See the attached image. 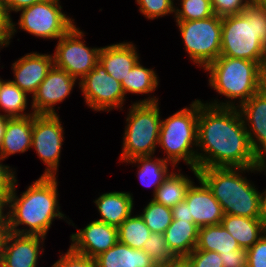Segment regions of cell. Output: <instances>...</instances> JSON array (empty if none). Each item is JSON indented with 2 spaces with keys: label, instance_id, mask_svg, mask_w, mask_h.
Wrapping results in <instances>:
<instances>
[{
  "label": "cell",
  "instance_id": "6da1fadb",
  "mask_svg": "<svg viewBox=\"0 0 266 267\" xmlns=\"http://www.w3.org/2000/svg\"><path fill=\"white\" fill-rule=\"evenodd\" d=\"M264 165L252 149L237 107L210 106L198 99L197 170Z\"/></svg>",
  "mask_w": 266,
  "mask_h": 267
},
{
  "label": "cell",
  "instance_id": "7a4b0ae2",
  "mask_svg": "<svg viewBox=\"0 0 266 267\" xmlns=\"http://www.w3.org/2000/svg\"><path fill=\"white\" fill-rule=\"evenodd\" d=\"M17 181L15 178L7 197L5 230L20 235H38L46 238L54 219H67L60 211L57 177L40 176L20 197L16 193ZM20 225L25 227L20 229Z\"/></svg>",
  "mask_w": 266,
  "mask_h": 267
},
{
  "label": "cell",
  "instance_id": "3957f363",
  "mask_svg": "<svg viewBox=\"0 0 266 267\" xmlns=\"http://www.w3.org/2000/svg\"><path fill=\"white\" fill-rule=\"evenodd\" d=\"M263 171L264 166L209 167L198 169L197 172L198 178L207 185L220 203L224 215L261 218L260 192L254 182L243 175L246 172L262 173Z\"/></svg>",
  "mask_w": 266,
  "mask_h": 267
},
{
  "label": "cell",
  "instance_id": "277c9868",
  "mask_svg": "<svg viewBox=\"0 0 266 267\" xmlns=\"http://www.w3.org/2000/svg\"><path fill=\"white\" fill-rule=\"evenodd\" d=\"M204 71L208 72L210 87L228 99L205 103L210 106L236 108L266 86V70L251 60L220 55Z\"/></svg>",
  "mask_w": 266,
  "mask_h": 267
},
{
  "label": "cell",
  "instance_id": "5b68a950",
  "mask_svg": "<svg viewBox=\"0 0 266 267\" xmlns=\"http://www.w3.org/2000/svg\"><path fill=\"white\" fill-rule=\"evenodd\" d=\"M221 56L258 62L266 70V7L249 3L222 17Z\"/></svg>",
  "mask_w": 266,
  "mask_h": 267
},
{
  "label": "cell",
  "instance_id": "8992f818",
  "mask_svg": "<svg viewBox=\"0 0 266 267\" xmlns=\"http://www.w3.org/2000/svg\"><path fill=\"white\" fill-rule=\"evenodd\" d=\"M198 99L173 115L162 119L158 147L166 161L177 167L183 160L198 178L197 170Z\"/></svg>",
  "mask_w": 266,
  "mask_h": 267
},
{
  "label": "cell",
  "instance_id": "52a82bcc",
  "mask_svg": "<svg viewBox=\"0 0 266 267\" xmlns=\"http://www.w3.org/2000/svg\"><path fill=\"white\" fill-rule=\"evenodd\" d=\"M159 98L154 95L129 106L120 161L154 156L161 126Z\"/></svg>",
  "mask_w": 266,
  "mask_h": 267
},
{
  "label": "cell",
  "instance_id": "ba28073f",
  "mask_svg": "<svg viewBox=\"0 0 266 267\" xmlns=\"http://www.w3.org/2000/svg\"><path fill=\"white\" fill-rule=\"evenodd\" d=\"M60 4V0H44L20 9L18 23L15 24L11 20L9 40L18 32V28L37 38L46 40L61 38L75 25V19L67 16Z\"/></svg>",
  "mask_w": 266,
  "mask_h": 267
},
{
  "label": "cell",
  "instance_id": "9c48e42d",
  "mask_svg": "<svg viewBox=\"0 0 266 267\" xmlns=\"http://www.w3.org/2000/svg\"><path fill=\"white\" fill-rule=\"evenodd\" d=\"M191 62L205 69L221 53L222 17L176 21Z\"/></svg>",
  "mask_w": 266,
  "mask_h": 267
},
{
  "label": "cell",
  "instance_id": "30bf717a",
  "mask_svg": "<svg viewBox=\"0 0 266 267\" xmlns=\"http://www.w3.org/2000/svg\"><path fill=\"white\" fill-rule=\"evenodd\" d=\"M85 34L76 24L61 38L52 54L54 66L67 71L79 81L99 62L98 47H88Z\"/></svg>",
  "mask_w": 266,
  "mask_h": 267
},
{
  "label": "cell",
  "instance_id": "8fae6325",
  "mask_svg": "<svg viewBox=\"0 0 266 267\" xmlns=\"http://www.w3.org/2000/svg\"><path fill=\"white\" fill-rule=\"evenodd\" d=\"M63 142L59 114H33L32 147L46 166L41 176L57 177Z\"/></svg>",
  "mask_w": 266,
  "mask_h": 267
},
{
  "label": "cell",
  "instance_id": "7c38bea8",
  "mask_svg": "<svg viewBox=\"0 0 266 267\" xmlns=\"http://www.w3.org/2000/svg\"><path fill=\"white\" fill-rule=\"evenodd\" d=\"M85 104L93 111L109 112L112 109H124L126 96L120 81L107 73L98 62L79 82Z\"/></svg>",
  "mask_w": 266,
  "mask_h": 267
},
{
  "label": "cell",
  "instance_id": "4fadbf2b",
  "mask_svg": "<svg viewBox=\"0 0 266 267\" xmlns=\"http://www.w3.org/2000/svg\"><path fill=\"white\" fill-rule=\"evenodd\" d=\"M78 81L67 71L53 65L36 92L31 95V111L34 114H58L55 105L71 94Z\"/></svg>",
  "mask_w": 266,
  "mask_h": 267
},
{
  "label": "cell",
  "instance_id": "5bb4252c",
  "mask_svg": "<svg viewBox=\"0 0 266 267\" xmlns=\"http://www.w3.org/2000/svg\"><path fill=\"white\" fill-rule=\"evenodd\" d=\"M44 241L45 237L42 236L20 235L4 230L0 267H37L38 257L45 250Z\"/></svg>",
  "mask_w": 266,
  "mask_h": 267
},
{
  "label": "cell",
  "instance_id": "9a60e30c",
  "mask_svg": "<svg viewBox=\"0 0 266 267\" xmlns=\"http://www.w3.org/2000/svg\"><path fill=\"white\" fill-rule=\"evenodd\" d=\"M237 109L247 130L252 149L266 164V86Z\"/></svg>",
  "mask_w": 266,
  "mask_h": 267
},
{
  "label": "cell",
  "instance_id": "2e32d148",
  "mask_svg": "<svg viewBox=\"0 0 266 267\" xmlns=\"http://www.w3.org/2000/svg\"><path fill=\"white\" fill-rule=\"evenodd\" d=\"M70 235V248L79 254L96 258L118 242V229L115 226L94 220L83 229Z\"/></svg>",
  "mask_w": 266,
  "mask_h": 267
},
{
  "label": "cell",
  "instance_id": "e0dca14e",
  "mask_svg": "<svg viewBox=\"0 0 266 267\" xmlns=\"http://www.w3.org/2000/svg\"><path fill=\"white\" fill-rule=\"evenodd\" d=\"M197 179L200 186L193 182L184 199L188 204L190 222L195 223L199 228L221 224L224 212L220 203L207 185L201 179Z\"/></svg>",
  "mask_w": 266,
  "mask_h": 267
},
{
  "label": "cell",
  "instance_id": "ac0fdd59",
  "mask_svg": "<svg viewBox=\"0 0 266 267\" xmlns=\"http://www.w3.org/2000/svg\"><path fill=\"white\" fill-rule=\"evenodd\" d=\"M52 54L27 53L12 63L13 80L28 95L34 94L53 67Z\"/></svg>",
  "mask_w": 266,
  "mask_h": 267
},
{
  "label": "cell",
  "instance_id": "d6986e66",
  "mask_svg": "<svg viewBox=\"0 0 266 267\" xmlns=\"http://www.w3.org/2000/svg\"><path fill=\"white\" fill-rule=\"evenodd\" d=\"M137 48L132 42H121L100 47L99 62L108 74L122 82L129 71L140 60Z\"/></svg>",
  "mask_w": 266,
  "mask_h": 267
},
{
  "label": "cell",
  "instance_id": "ffe728a7",
  "mask_svg": "<svg viewBox=\"0 0 266 267\" xmlns=\"http://www.w3.org/2000/svg\"><path fill=\"white\" fill-rule=\"evenodd\" d=\"M133 199L131 192L111 191L101 194L93 201L100 215L97 220L118 228L134 213Z\"/></svg>",
  "mask_w": 266,
  "mask_h": 267
},
{
  "label": "cell",
  "instance_id": "44dd1931",
  "mask_svg": "<svg viewBox=\"0 0 266 267\" xmlns=\"http://www.w3.org/2000/svg\"><path fill=\"white\" fill-rule=\"evenodd\" d=\"M33 115L8 118L5 134L0 146V157L5 160L16 153L32 148Z\"/></svg>",
  "mask_w": 266,
  "mask_h": 267
},
{
  "label": "cell",
  "instance_id": "7402d4cb",
  "mask_svg": "<svg viewBox=\"0 0 266 267\" xmlns=\"http://www.w3.org/2000/svg\"><path fill=\"white\" fill-rule=\"evenodd\" d=\"M96 267H159L143 250L117 242L94 258Z\"/></svg>",
  "mask_w": 266,
  "mask_h": 267
},
{
  "label": "cell",
  "instance_id": "603a6c76",
  "mask_svg": "<svg viewBox=\"0 0 266 267\" xmlns=\"http://www.w3.org/2000/svg\"><path fill=\"white\" fill-rule=\"evenodd\" d=\"M221 225L236 239L241 248L249 249L266 232V223L261 218H248L226 214Z\"/></svg>",
  "mask_w": 266,
  "mask_h": 267
},
{
  "label": "cell",
  "instance_id": "cb8c5ba5",
  "mask_svg": "<svg viewBox=\"0 0 266 267\" xmlns=\"http://www.w3.org/2000/svg\"><path fill=\"white\" fill-rule=\"evenodd\" d=\"M199 227L192 222L173 220L163 233L169 249L183 260L196 247Z\"/></svg>",
  "mask_w": 266,
  "mask_h": 267
},
{
  "label": "cell",
  "instance_id": "d4e9b609",
  "mask_svg": "<svg viewBox=\"0 0 266 267\" xmlns=\"http://www.w3.org/2000/svg\"><path fill=\"white\" fill-rule=\"evenodd\" d=\"M126 164L138 165L137 175L144 186L153 187V195L157 188L163 183L167 176L172 172L168 165L175 167L164 158H155V156L136 157L129 161H124ZM137 163V164H136Z\"/></svg>",
  "mask_w": 266,
  "mask_h": 267
},
{
  "label": "cell",
  "instance_id": "484cf974",
  "mask_svg": "<svg viewBox=\"0 0 266 267\" xmlns=\"http://www.w3.org/2000/svg\"><path fill=\"white\" fill-rule=\"evenodd\" d=\"M171 172L163 183L157 188L152 200L167 206L174 207L178 203L184 201L186 193L194 182L191 177L183 175L181 169Z\"/></svg>",
  "mask_w": 266,
  "mask_h": 267
},
{
  "label": "cell",
  "instance_id": "4316f807",
  "mask_svg": "<svg viewBox=\"0 0 266 267\" xmlns=\"http://www.w3.org/2000/svg\"><path fill=\"white\" fill-rule=\"evenodd\" d=\"M240 248L236 239L221 225H208L199 228L195 249L228 253Z\"/></svg>",
  "mask_w": 266,
  "mask_h": 267
},
{
  "label": "cell",
  "instance_id": "83f0119b",
  "mask_svg": "<svg viewBox=\"0 0 266 267\" xmlns=\"http://www.w3.org/2000/svg\"><path fill=\"white\" fill-rule=\"evenodd\" d=\"M27 96L29 95L10 79L5 81L0 77V111L4 112V116L14 118L33 115V112H25L28 106Z\"/></svg>",
  "mask_w": 266,
  "mask_h": 267
},
{
  "label": "cell",
  "instance_id": "f1b7e54d",
  "mask_svg": "<svg viewBox=\"0 0 266 267\" xmlns=\"http://www.w3.org/2000/svg\"><path fill=\"white\" fill-rule=\"evenodd\" d=\"M139 60L135 66L129 71L126 78L121 82L123 91L126 94H152L159 84V77L156 71L151 68H146L140 63Z\"/></svg>",
  "mask_w": 266,
  "mask_h": 267
},
{
  "label": "cell",
  "instance_id": "f546056e",
  "mask_svg": "<svg viewBox=\"0 0 266 267\" xmlns=\"http://www.w3.org/2000/svg\"><path fill=\"white\" fill-rule=\"evenodd\" d=\"M117 229L118 242L139 250L152 233L139 214H131Z\"/></svg>",
  "mask_w": 266,
  "mask_h": 267
},
{
  "label": "cell",
  "instance_id": "4dcf8cb0",
  "mask_svg": "<svg viewBox=\"0 0 266 267\" xmlns=\"http://www.w3.org/2000/svg\"><path fill=\"white\" fill-rule=\"evenodd\" d=\"M151 232L164 233L173 221L172 210L151 199L139 213Z\"/></svg>",
  "mask_w": 266,
  "mask_h": 267
},
{
  "label": "cell",
  "instance_id": "1f68e13d",
  "mask_svg": "<svg viewBox=\"0 0 266 267\" xmlns=\"http://www.w3.org/2000/svg\"><path fill=\"white\" fill-rule=\"evenodd\" d=\"M158 266L176 264L179 259L169 249L167 241L162 233L152 232L144 243L143 249Z\"/></svg>",
  "mask_w": 266,
  "mask_h": 267
},
{
  "label": "cell",
  "instance_id": "d6a6232c",
  "mask_svg": "<svg viewBox=\"0 0 266 267\" xmlns=\"http://www.w3.org/2000/svg\"><path fill=\"white\" fill-rule=\"evenodd\" d=\"M181 7L174 8L175 21L206 19L214 15L211 0H178Z\"/></svg>",
  "mask_w": 266,
  "mask_h": 267
},
{
  "label": "cell",
  "instance_id": "836d02e7",
  "mask_svg": "<svg viewBox=\"0 0 266 267\" xmlns=\"http://www.w3.org/2000/svg\"><path fill=\"white\" fill-rule=\"evenodd\" d=\"M139 12L149 20L174 14V0H136Z\"/></svg>",
  "mask_w": 266,
  "mask_h": 267
},
{
  "label": "cell",
  "instance_id": "e575fe53",
  "mask_svg": "<svg viewBox=\"0 0 266 267\" xmlns=\"http://www.w3.org/2000/svg\"><path fill=\"white\" fill-rule=\"evenodd\" d=\"M183 262L188 267H223L220 254L215 251L194 249Z\"/></svg>",
  "mask_w": 266,
  "mask_h": 267
},
{
  "label": "cell",
  "instance_id": "d590c367",
  "mask_svg": "<svg viewBox=\"0 0 266 267\" xmlns=\"http://www.w3.org/2000/svg\"><path fill=\"white\" fill-rule=\"evenodd\" d=\"M249 3L250 0H211L212 10L219 17L240 14Z\"/></svg>",
  "mask_w": 266,
  "mask_h": 267
},
{
  "label": "cell",
  "instance_id": "8d00e7d4",
  "mask_svg": "<svg viewBox=\"0 0 266 267\" xmlns=\"http://www.w3.org/2000/svg\"><path fill=\"white\" fill-rule=\"evenodd\" d=\"M51 267H96L95 260L74 252L70 247Z\"/></svg>",
  "mask_w": 266,
  "mask_h": 267
},
{
  "label": "cell",
  "instance_id": "74e56055",
  "mask_svg": "<svg viewBox=\"0 0 266 267\" xmlns=\"http://www.w3.org/2000/svg\"><path fill=\"white\" fill-rule=\"evenodd\" d=\"M247 267H266V232L247 249Z\"/></svg>",
  "mask_w": 266,
  "mask_h": 267
},
{
  "label": "cell",
  "instance_id": "f35d334b",
  "mask_svg": "<svg viewBox=\"0 0 266 267\" xmlns=\"http://www.w3.org/2000/svg\"><path fill=\"white\" fill-rule=\"evenodd\" d=\"M2 161L4 160L0 157V194L7 200L17 177L15 176V168L3 164Z\"/></svg>",
  "mask_w": 266,
  "mask_h": 267
},
{
  "label": "cell",
  "instance_id": "ab89813d",
  "mask_svg": "<svg viewBox=\"0 0 266 267\" xmlns=\"http://www.w3.org/2000/svg\"><path fill=\"white\" fill-rule=\"evenodd\" d=\"M223 267H247V249L238 248L228 253L220 254Z\"/></svg>",
  "mask_w": 266,
  "mask_h": 267
},
{
  "label": "cell",
  "instance_id": "60d3db41",
  "mask_svg": "<svg viewBox=\"0 0 266 267\" xmlns=\"http://www.w3.org/2000/svg\"><path fill=\"white\" fill-rule=\"evenodd\" d=\"M44 0H3L5 9L11 17V12H18L20 9L31 6Z\"/></svg>",
  "mask_w": 266,
  "mask_h": 267
},
{
  "label": "cell",
  "instance_id": "b9f144b4",
  "mask_svg": "<svg viewBox=\"0 0 266 267\" xmlns=\"http://www.w3.org/2000/svg\"><path fill=\"white\" fill-rule=\"evenodd\" d=\"M11 20L5 9L3 0H0V36H6L9 38L11 30Z\"/></svg>",
  "mask_w": 266,
  "mask_h": 267
},
{
  "label": "cell",
  "instance_id": "7bdbcfd3",
  "mask_svg": "<svg viewBox=\"0 0 266 267\" xmlns=\"http://www.w3.org/2000/svg\"><path fill=\"white\" fill-rule=\"evenodd\" d=\"M173 220H184L190 222L188 204L182 201L171 208Z\"/></svg>",
  "mask_w": 266,
  "mask_h": 267
},
{
  "label": "cell",
  "instance_id": "ee69618b",
  "mask_svg": "<svg viewBox=\"0 0 266 267\" xmlns=\"http://www.w3.org/2000/svg\"><path fill=\"white\" fill-rule=\"evenodd\" d=\"M261 219L266 223V189L260 192Z\"/></svg>",
  "mask_w": 266,
  "mask_h": 267
},
{
  "label": "cell",
  "instance_id": "f6af8a7d",
  "mask_svg": "<svg viewBox=\"0 0 266 267\" xmlns=\"http://www.w3.org/2000/svg\"><path fill=\"white\" fill-rule=\"evenodd\" d=\"M8 118L9 117L4 116L3 113L2 114L0 113V146H1L4 134H5Z\"/></svg>",
  "mask_w": 266,
  "mask_h": 267
},
{
  "label": "cell",
  "instance_id": "bcb514c9",
  "mask_svg": "<svg viewBox=\"0 0 266 267\" xmlns=\"http://www.w3.org/2000/svg\"><path fill=\"white\" fill-rule=\"evenodd\" d=\"M4 230H5V215H0V242H3Z\"/></svg>",
  "mask_w": 266,
  "mask_h": 267
},
{
  "label": "cell",
  "instance_id": "7dc6e473",
  "mask_svg": "<svg viewBox=\"0 0 266 267\" xmlns=\"http://www.w3.org/2000/svg\"><path fill=\"white\" fill-rule=\"evenodd\" d=\"M6 203L7 200L0 194V215H6Z\"/></svg>",
  "mask_w": 266,
  "mask_h": 267
},
{
  "label": "cell",
  "instance_id": "c3c4849f",
  "mask_svg": "<svg viewBox=\"0 0 266 267\" xmlns=\"http://www.w3.org/2000/svg\"><path fill=\"white\" fill-rule=\"evenodd\" d=\"M10 40L8 37L6 36H0V49H2L3 47H8L10 44Z\"/></svg>",
  "mask_w": 266,
  "mask_h": 267
},
{
  "label": "cell",
  "instance_id": "681fc988",
  "mask_svg": "<svg viewBox=\"0 0 266 267\" xmlns=\"http://www.w3.org/2000/svg\"><path fill=\"white\" fill-rule=\"evenodd\" d=\"M159 267H188L183 260H179L176 264H170V265H162Z\"/></svg>",
  "mask_w": 266,
  "mask_h": 267
},
{
  "label": "cell",
  "instance_id": "f907efd6",
  "mask_svg": "<svg viewBox=\"0 0 266 267\" xmlns=\"http://www.w3.org/2000/svg\"><path fill=\"white\" fill-rule=\"evenodd\" d=\"M250 2L259 7H266V0H250Z\"/></svg>",
  "mask_w": 266,
  "mask_h": 267
},
{
  "label": "cell",
  "instance_id": "816d5d0a",
  "mask_svg": "<svg viewBox=\"0 0 266 267\" xmlns=\"http://www.w3.org/2000/svg\"><path fill=\"white\" fill-rule=\"evenodd\" d=\"M1 249H2V242H0V264H1Z\"/></svg>",
  "mask_w": 266,
  "mask_h": 267
},
{
  "label": "cell",
  "instance_id": "f5cc1de1",
  "mask_svg": "<svg viewBox=\"0 0 266 267\" xmlns=\"http://www.w3.org/2000/svg\"><path fill=\"white\" fill-rule=\"evenodd\" d=\"M264 172H265L264 175H266V164L264 165Z\"/></svg>",
  "mask_w": 266,
  "mask_h": 267
}]
</instances>
